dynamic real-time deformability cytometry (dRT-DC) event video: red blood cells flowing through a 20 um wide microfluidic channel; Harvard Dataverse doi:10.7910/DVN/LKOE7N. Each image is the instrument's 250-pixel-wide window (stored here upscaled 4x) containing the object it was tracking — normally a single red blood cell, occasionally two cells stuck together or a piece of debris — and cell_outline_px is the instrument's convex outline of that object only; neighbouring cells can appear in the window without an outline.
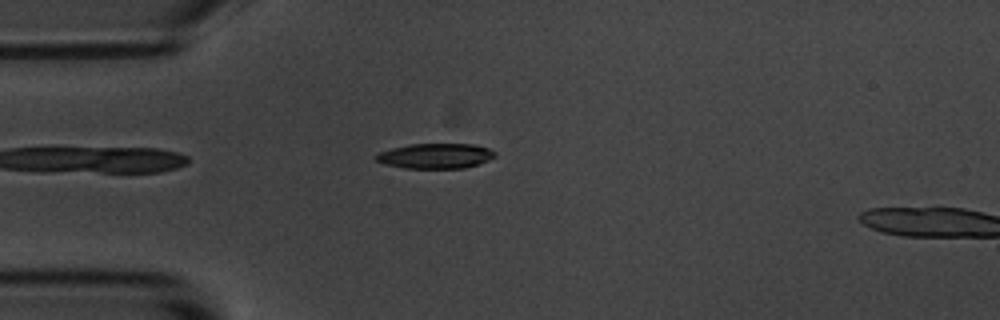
{"species": "common noctule bat (a hibernating species)", "species_latin": "Nyctalus noctula", "temperature_condition": "room temperature", "stored_images_in_passage": 6, "segment_of_instrument_passage": [1, 2], "camera_frame_rate_fps": 3000, "um_per_image_px": 0.085, "animal": {"sex": "male", "body_mass_g": 20.1, "forearm_length_mm": 53.5}, "frame": {"image": 1, "passage_image": 5, "time_ms": 1.333, "image_size_px": [1000, 320], "cell_outline_px": [[496, 156], [488, 160], [464, 168], [404, 168], [384, 164], [376, 160], [376, 152], [408, 144], [476, 144], [488, 148], [496, 152]], "centroid_in_image_um": [37.0, 13.24], "position_along_channel_um": 48.0, "area_um2": 17.46}}